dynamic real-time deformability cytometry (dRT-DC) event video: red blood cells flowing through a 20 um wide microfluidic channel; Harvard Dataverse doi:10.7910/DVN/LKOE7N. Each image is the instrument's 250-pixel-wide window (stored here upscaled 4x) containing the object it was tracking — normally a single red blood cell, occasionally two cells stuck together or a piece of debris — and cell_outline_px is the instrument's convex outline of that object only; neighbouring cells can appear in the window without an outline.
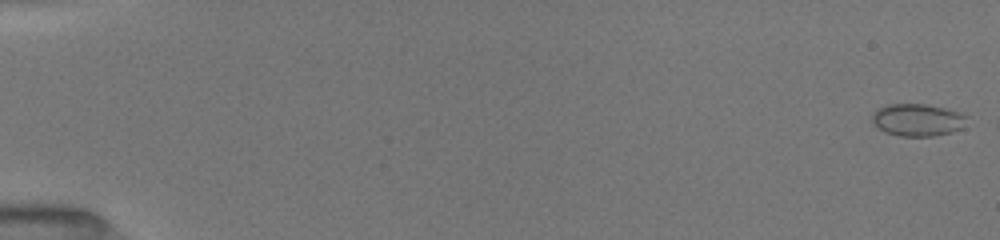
{"species": "common noctule bat (a hibernating species)", "species_latin": "Nyctalus noctula", "temperature_condition": "room temperature", "stored_images_in_passage": 7, "camera_frame_rate_fps": 3000, "um_per_image_px": 0.085, "animal": {"sex": "female", "body_mass_g": 19.5, "forearm_length_mm": 54.1}, "frame": {"image": 1, "passage_image": 1, "time_ms": 0.0, "image_size_px": [1000, 240], "cell_outline_px": [[968, 116], [964, 128], [952, 132], [932, 136], [900, 136], [884, 132], [876, 128], [872, 124], [872, 112], [888, 104], [928, 104], [964, 112]], "centroid_in_image_um": [78.02, 10.19], "position_along_channel_um": 7.0, "area_um2": 18.32}}